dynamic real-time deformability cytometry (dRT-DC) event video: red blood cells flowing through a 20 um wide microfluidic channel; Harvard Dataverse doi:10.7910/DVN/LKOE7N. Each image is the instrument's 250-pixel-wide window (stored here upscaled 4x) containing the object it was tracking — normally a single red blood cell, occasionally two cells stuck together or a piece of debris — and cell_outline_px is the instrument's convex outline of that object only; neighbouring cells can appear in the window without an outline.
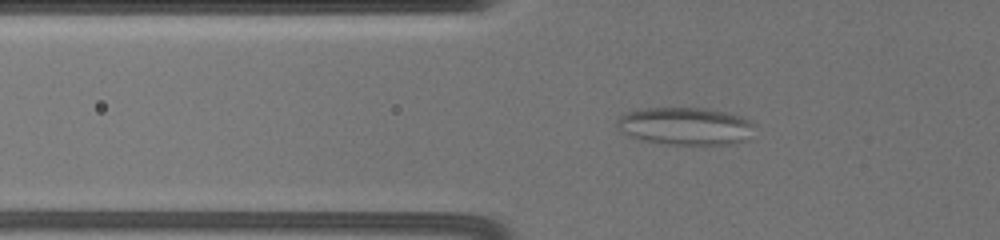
{"species": "common noctule bat (a hibernating species)", "species_latin": "Nyctalus noctula", "temperature_condition": "warm", "stored_images_in_passage": 55, "camera_frame_rate_fps": 3000, "um_per_image_px": 0.085, "animal": {"sex": "female", "body_mass_g": 19.5, "forearm_length_mm": 54.1}, "frame": {"image": 1, "passage_image": 26, "time_ms": 8.333, "image_size_px": [1000, 240], "cell_outline_px": [[756, 124], [748, 140], [732, 144], [668, 144], [640, 140], [628, 136], [620, 132], [616, 124], [616, 120], [624, 112], [644, 108], [708, 108], [728, 112], [740, 116]], "centroid_in_image_um": [58.24, 10.72], "position_along_channel_um": 67.6, "area_um2": 30.58}}
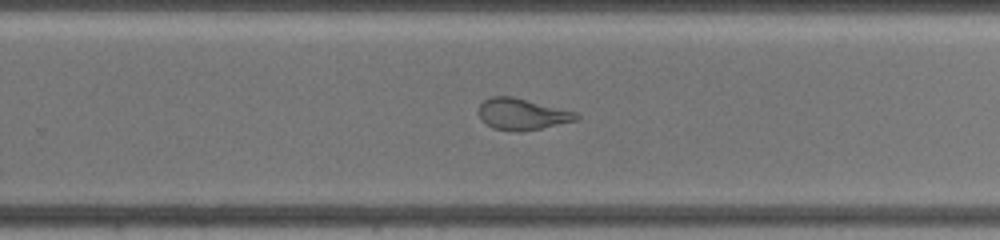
{"frame": {"image": 2, "passage_image": 37, "time_ms": 14.667, "image_size_px": [1000, 240], "cell_outline_px": [[580, 120], [520, 132], [516, 132], [492, 128], [480, 120], [476, 112], [480, 104], [484, 100], [492, 96], [512, 96], [576, 112], [580, 116]], "centroid_in_image_um": [44.34, 9.71], "position_along_channel_um": 285.5, "area_um2": 18.09}}
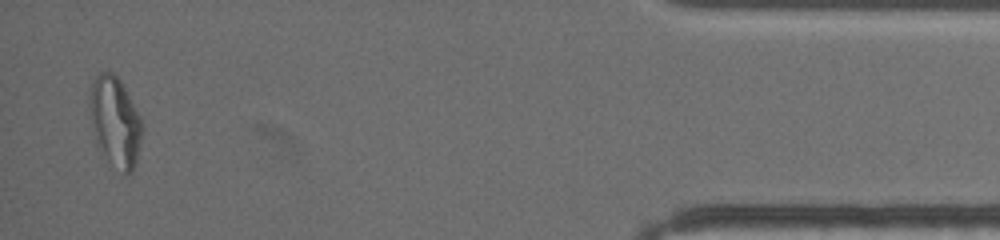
{"frame": {"image": 3, "passage_image": 55, "time_ms": 20.333, "image_size_px": [1000, 240], "cell_outline_px": [[144, 128], [136, 160], [132, 172], [128, 176], [124, 176], [108, 160], [96, 144], [92, 128], [88, 104], [92, 84], [96, 76], [104, 68], [112, 72], [120, 80], [140, 116]], "centroid_in_image_um": [9.78, 10.35], "position_along_channel_um": 425.4, "area_um2": 27.8}, "authors_computed_cell_mechanics": {"area_um2": 27.8018, "velocity_mm_per_s": 3.5693, "shape_relaxation_time_tau1_ms": null, "shape_relaxation_time_tau2_ms": 1.2253, "deformation_change_tau1": null, "deformation_change_tau2": 0.0923}}